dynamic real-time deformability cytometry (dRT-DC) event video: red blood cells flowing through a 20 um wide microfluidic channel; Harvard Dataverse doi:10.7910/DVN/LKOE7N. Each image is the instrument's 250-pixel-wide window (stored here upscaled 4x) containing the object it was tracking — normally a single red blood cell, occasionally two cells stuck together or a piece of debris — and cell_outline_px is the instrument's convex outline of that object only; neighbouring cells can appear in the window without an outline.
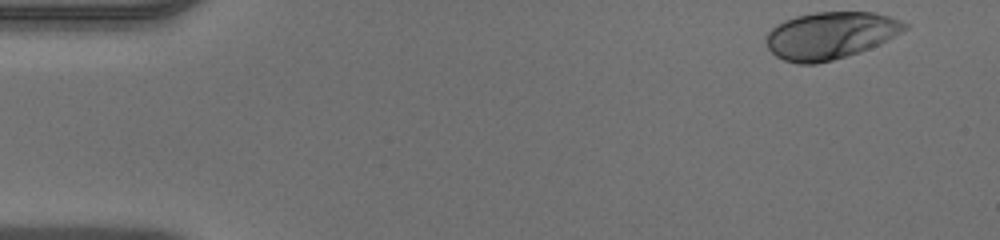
{"species": "human", "species_latin": "Homo sapiens", "temperature_condition": "warm", "stored_images_in_passage": 45, "camera_frame_rate_fps": 3000, "um_per_image_px": 0.085, "donor": {"sex": "male"}, "frame": {"image": 1, "passage_image": 1, "time_ms": 0.0, "image_size_px": [1000, 240], "cell_outline_px": [[908, 28], [880, 44], [832, 60], [816, 64], [796, 64], [784, 60], [776, 56], [764, 44], [764, 40], [768, 32], [776, 24], [784, 20], [796, 16], [816, 12], [872, 12], [888, 16], [900, 20], [908, 24]], "centroid_in_image_um": [70.53, 3.01], "position_along_channel_um": 14.5, "area_um2": 37.97}}
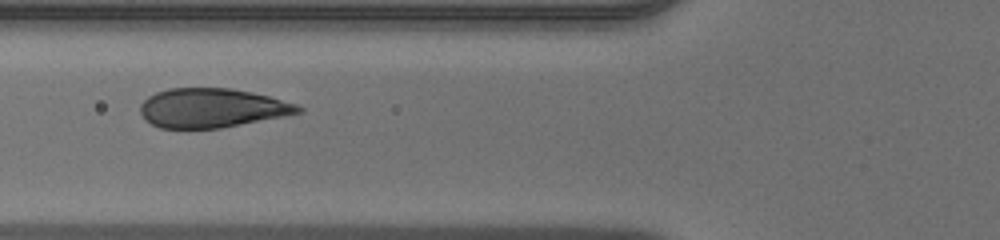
{"frame": {"image": 2, "passage_image": 16, "time_ms": 5.0, "image_size_px": [1000, 240], "cell_outline_px": [[304, 112], [284, 116], [220, 128], [160, 128], [144, 120], [140, 112], [140, 104], [148, 96], [156, 92], [168, 88], [228, 88], [252, 92], [268, 96], [296, 104], [304, 108]], "centroid_in_image_um": [17.99, 9.18], "position_along_channel_um": 107.8, "area_um2": 36.07}}
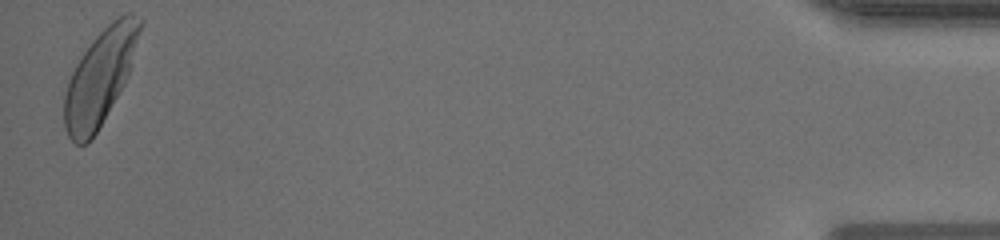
{"frame": {"image": 3, "passage_image": 45, "time_ms": 14.667, "image_size_px": [1000, 240], "cell_outline_px": [[144, 24], [128, 76], [124, 84], [96, 132], [88, 144], [76, 144], [68, 136], [64, 128], [64, 96], [68, 80], [80, 56], [92, 40], [112, 20], [128, 12], [132, 12], [144, 20]], "centroid_in_image_um": [8.52, 6.52], "position_along_channel_um": 426.7, "area_um2": 41.79}}